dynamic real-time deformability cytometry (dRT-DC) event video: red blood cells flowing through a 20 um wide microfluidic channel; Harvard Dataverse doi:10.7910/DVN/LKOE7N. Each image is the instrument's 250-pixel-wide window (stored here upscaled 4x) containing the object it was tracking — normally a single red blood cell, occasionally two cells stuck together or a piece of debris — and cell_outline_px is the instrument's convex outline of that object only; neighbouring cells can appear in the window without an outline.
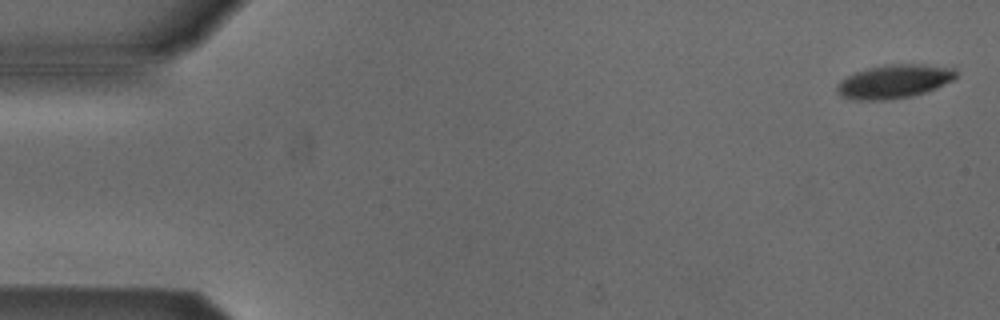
{"species": "Egyptian fruit bat (a non-hibernating species)", "species_latin": "Rousettus aegyptiacus", "temperature_condition": "cold", "stored_images_in_passage": 4, "camera_frame_rate_fps": 3000, "um_per_image_px": 0.085, "animal": {"sex": "male"}, "frame": {"image": 1, "passage_image": 1, "time_ms": 0.0, "image_size_px": [1000, 320], "cell_outline_px": [[956, 76], [952, 80], [936, 88], [912, 96], [888, 100], [852, 100], [840, 96], [836, 92], [836, 84], [840, 80], [856, 72], [868, 68], [884, 64], [924, 64], [956, 68]], "centroid_in_image_um": [75.97, 6.92], "position_along_channel_um": 9.0, "area_um2": 23.52}}
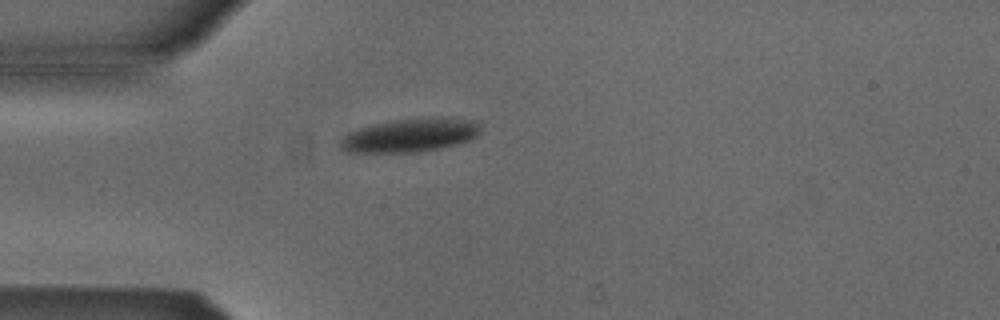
{"frame": {"image": 2, "passage_image": 4, "time_ms": 4.333, "image_size_px": [1000, 320], "cell_outline_px": [[480, 132], [476, 136], [468, 140], [456, 144], [416, 152], [348, 152], [340, 148], [340, 140], [348, 132], [360, 128], [388, 120], [420, 116], [436, 116], [480, 120]], "centroid_in_image_um": [34.9, 11.45], "position_along_channel_um": 50.1, "area_um2": 27.86}}